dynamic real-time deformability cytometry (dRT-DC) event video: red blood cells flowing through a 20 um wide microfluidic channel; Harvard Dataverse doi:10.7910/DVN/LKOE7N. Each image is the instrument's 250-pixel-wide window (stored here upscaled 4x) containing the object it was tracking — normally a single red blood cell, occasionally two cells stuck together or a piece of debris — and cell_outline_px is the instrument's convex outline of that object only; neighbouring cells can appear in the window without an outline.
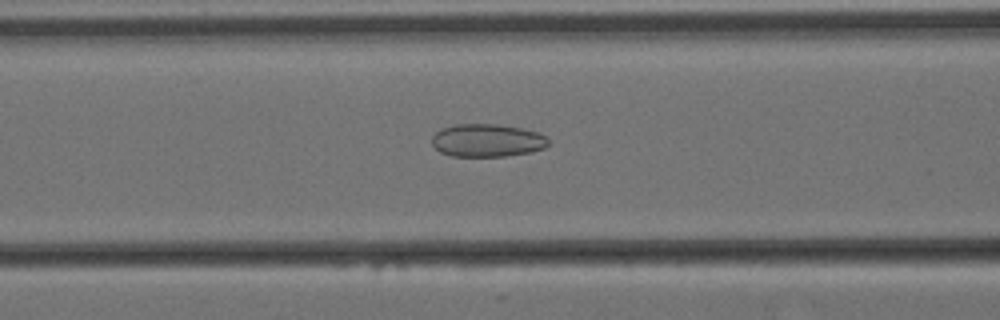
{"species": "Egyptian fruit bat (a non-hibernating species)", "species_latin": "Rousettus aegyptiacus", "temperature_condition": "cold", "stored_images_in_passage": 57, "camera_frame_rate_fps": 3000, "um_per_image_px": 0.085, "animal": {"sex": "female"}, "frame": {"image": 1, "passage_image": 22, "time_ms": 7.0, "image_size_px": [1000, 320], "cell_outline_px": [[548, 144], [544, 148], [532, 152], [504, 156], [452, 156], [440, 152], [432, 144], [432, 136], [440, 128], [456, 124], [500, 124], [540, 132], [548, 140]], "centroid_in_image_um": [41.4, 11.93], "position_along_channel_um": 125.2, "area_um2": 22.43}}
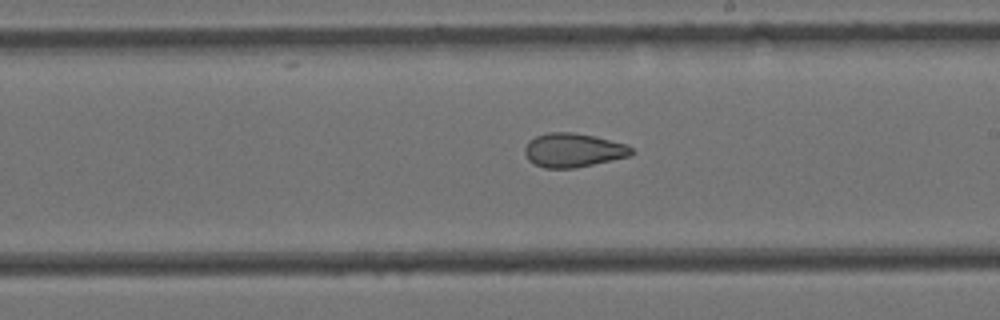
{"frame": {"image": 2, "passage_image": 32, "time_ms": 10.333, "image_size_px": [1000, 320], "cell_outline_px": [[636, 152], [628, 156], [576, 168], [544, 168], [528, 160], [524, 152], [524, 148], [528, 140], [536, 136], [548, 132], [572, 132], [596, 136], [624, 144], [632, 148]], "centroid_in_image_um": [48.69, 12.76], "position_along_channel_um": 240.3, "area_um2": 21.1}}
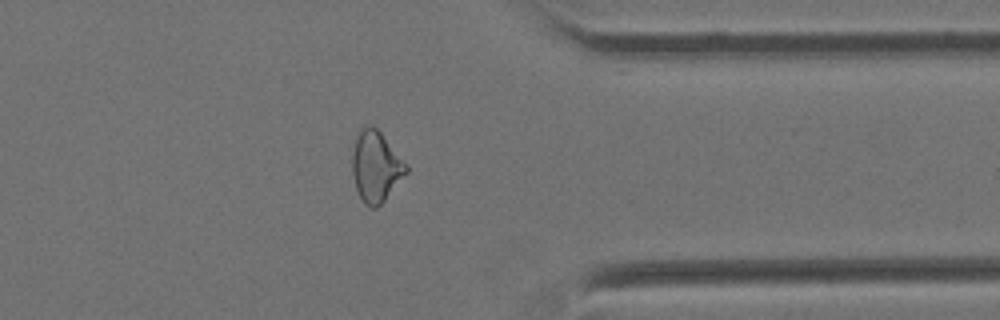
{"frame": {"image": 3, "passage_image": 45, "time_ms": 14.667, "image_size_px": [1000, 320], "cell_outline_px": [[408, 172], [384, 200], [376, 208], [368, 208], [364, 204], [356, 188], [352, 172], [352, 152], [356, 136], [360, 128], [368, 124], [376, 128], [380, 132], [408, 164]], "centroid_in_image_um": [31.94, 14.15], "position_along_channel_um": 379.5, "area_um2": 22.31}}